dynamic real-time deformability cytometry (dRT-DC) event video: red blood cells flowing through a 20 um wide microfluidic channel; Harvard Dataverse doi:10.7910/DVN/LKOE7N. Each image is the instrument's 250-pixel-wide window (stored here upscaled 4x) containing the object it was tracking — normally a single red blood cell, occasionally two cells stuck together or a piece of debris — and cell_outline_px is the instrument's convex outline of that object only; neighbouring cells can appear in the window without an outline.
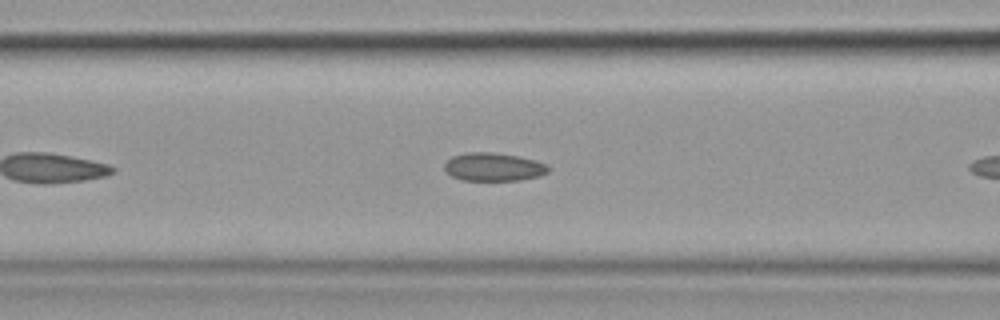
{"species": "common noctule bat (a hibernating species)", "species_latin": "Nyctalus noctula", "temperature_condition": "cold", "stored_images_in_passage": 33, "camera_frame_rate_fps": 3000, "um_per_image_px": 0.085, "animal": {"sex": "female", "body_mass_g": 19.9}, "frame": {"image": 1, "passage_image": 10, "time_ms": 3.0, "image_size_px": [1000, 320], "cell_outline_px": [[552, 168], [548, 172], [540, 176], [520, 180], [460, 180], [444, 172], [444, 164], [452, 156], [468, 152], [492, 152], [520, 156], [548, 164]], "centroid_in_image_um": [41.97, 14.19], "position_along_channel_um": 124.6, "area_um2": 17.34}}
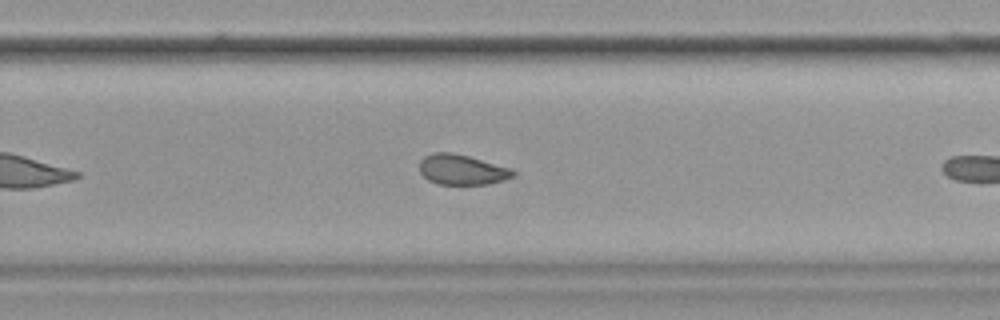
{"frame": {"image": 2, "passage_image": 24, "time_ms": 7.667, "image_size_px": [1000, 320], "cell_outline_px": [[516, 172], [512, 176], [504, 180], [488, 184], [436, 184], [428, 180], [420, 172], [420, 160], [424, 156], [432, 152], [452, 152], [468, 156], [512, 168]], "centroid_in_image_um": [39.25, 14.41], "position_along_channel_um": 290.6, "area_um2": 16.53}}